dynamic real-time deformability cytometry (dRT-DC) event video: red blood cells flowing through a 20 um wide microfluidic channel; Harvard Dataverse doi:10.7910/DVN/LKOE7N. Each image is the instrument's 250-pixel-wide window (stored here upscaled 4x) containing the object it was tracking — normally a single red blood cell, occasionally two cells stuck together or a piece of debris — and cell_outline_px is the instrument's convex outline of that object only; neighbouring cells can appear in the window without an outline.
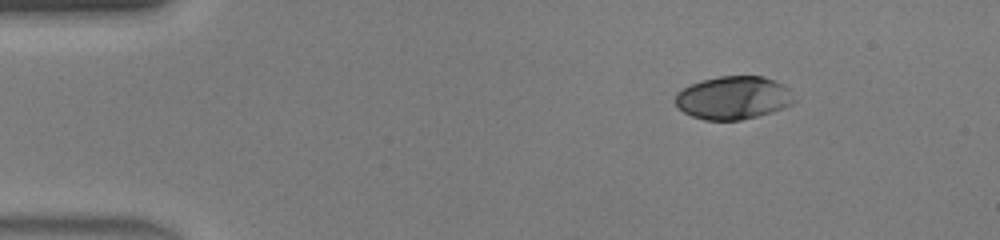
{"species": "human", "species_latin": "Homo sapiens", "temperature_condition": "warm", "stored_images_in_passage": 41, "camera_frame_rate_fps": 3000, "um_per_image_px": 0.085, "donor": {"sex": "male"}, "frame": {"image": 1, "passage_image": 1, "time_ms": 0.0, "image_size_px": [1000, 240], "cell_outline_px": [[796, 100], [792, 104], [784, 108], [772, 112], [740, 120], [704, 120], [692, 116], [684, 112], [676, 104], [676, 92], [700, 80], [720, 76], [764, 76], [776, 80], [792, 88]], "centroid_in_image_um": [62.4, 8.3], "position_along_channel_um": 22.6, "area_um2": 30.17}}
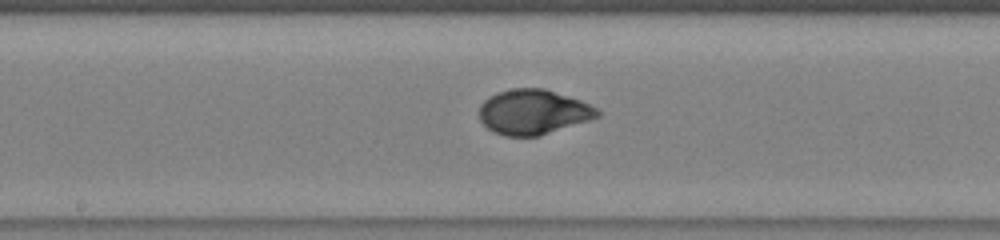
{"frame": {"image": 2, "passage_image": 19, "time_ms": 6.0, "image_size_px": [1000, 240], "cell_outline_px": [[600, 116], [540, 136], [504, 136], [492, 132], [480, 120], [480, 104], [488, 96], [496, 92], [512, 88], [544, 88], [580, 100], [596, 108], [600, 112]], "centroid_in_image_um": [45.29, 9.52], "position_along_channel_um": 202.9, "area_um2": 30.92}}
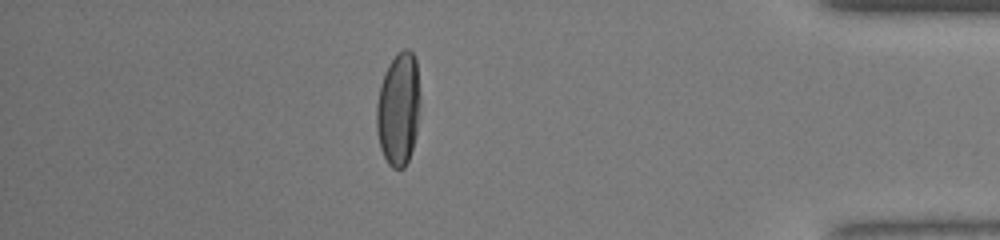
{"frame": {"image": 3, "passage_image": 35, "time_ms": 11.333, "image_size_px": [1000, 240], "cell_outline_px": [[420, 104], [416, 132], [412, 148], [408, 160], [404, 168], [392, 168], [388, 164], [380, 148], [376, 128], [376, 104], [380, 84], [384, 72], [388, 64], [396, 52], [404, 48], [408, 48], [412, 52], [416, 60], [420, 96]], "centroid_in_image_um": [33.86, 9.22], "position_along_channel_um": 401.3, "area_um2": 29.13}, "authors_computed_cell_mechanics": {"area_um2": 30.4606, "velocity_mm_per_s": 4.4552, "shape_relaxation_time_tau1_ms": 4.0573, "shape_relaxation_time_tau2_ms": null, "deformation_change_tau1": 0.2353, "deformation_change_tau2": null}}